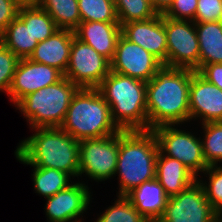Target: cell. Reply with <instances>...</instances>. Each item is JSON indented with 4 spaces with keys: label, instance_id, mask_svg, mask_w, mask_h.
Instances as JSON below:
<instances>
[{
    "label": "cell",
    "instance_id": "obj_23",
    "mask_svg": "<svg viewBox=\"0 0 222 222\" xmlns=\"http://www.w3.org/2000/svg\"><path fill=\"white\" fill-rule=\"evenodd\" d=\"M59 29L75 30L81 22L77 0H37Z\"/></svg>",
    "mask_w": 222,
    "mask_h": 222
},
{
    "label": "cell",
    "instance_id": "obj_15",
    "mask_svg": "<svg viewBox=\"0 0 222 222\" xmlns=\"http://www.w3.org/2000/svg\"><path fill=\"white\" fill-rule=\"evenodd\" d=\"M190 119L202 118V124L222 122V90L197 71L191 76L189 92Z\"/></svg>",
    "mask_w": 222,
    "mask_h": 222
},
{
    "label": "cell",
    "instance_id": "obj_21",
    "mask_svg": "<svg viewBox=\"0 0 222 222\" xmlns=\"http://www.w3.org/2000/svg\"><path fill=\"white\" fill-rule=\"evenodd\" d=\"M199 43V70L207 64L222 63V21L195 22Z\"/></svg>",
    "mask_w": 222,
    "mask_h": 222
},
{
    "label": "cell",
    "instance_id": "obj_12",
    "mask_svg": "<svg viewBox=\"0 0 222 222\" xmlns=\"http://www.w3.org/2000/svg\"><path fill=\"white\" fill-rule=\"evenodd\" d=\"M164 65L151 53L121 35L110 61V71L144 82L150 81Z\"/></svg>",
    "mask_w": 222,
    "mask_h": 222
},
{
    "label": "cell",
    "instance_id": "obj_33",
    "mask_svg": "<svg viewBox=\"0 0 222 222\" xmlns=\"http://www.w3.org/2000/svg\"><path fill=\"white\" fill-rule=\"evenodd\" d=\"M198 0H173L172 5L163 14L174 20L194 21Z\"/></svg>",
    "mask_w": 222,
    "mask_h": 222
},
{
    "label": "cell",
    "instance_id": "obj_30",
    "mask_svg": "<svg viewBox=\"0 0 222 222\" xmlns=\"http://www.w3.org/2000/svg\"><path fill=\"white\" fill-rule=\"evenodd\" d=\"M209 174V185L202 182L206 198L211 206L219 213L222 214V167L217 165L209 166L203 173ZM208 186V187H207Z\"/></svg>",
    "mask_w": 222,
    "mask_h": 222
},
{
    "label": "cell",
    "instance_id": "obj_16",
    "mask_svg": "<svg viewBox=\"0 0 222 222\" xmlns=\"http://www.w3.org/2000/svg\"><path fill=\"white\" fill-rule=\"evenodd\" d=\"M89 188L83 183L70 184L47 198L46 215L50 222H81L76 220L90 203ZM76 218V219H75ZM75 219V221H73ZM72 220V221H71Z\"/></svg>",
    "mask_w": 222,
    "mask_h": 222
},
{
    "label": "cell",
    "instance_id": "obj_22",
    "mask_svg": "<svg viewBox=\"0 0 222 222\" xmlns=\"http://www.w3.org/2000/svg\"><path fill=\"white\" fill-rule=\"evenodd\" d=\"M0 42L20 59L29 58L38 44L30 30V22H23L18 16L0 35Z\"/></svg>",
    "mask_w": 222,
    "mask_h": 222
},
{
    "label": "cell",
    "instance_id": "obj_26",
    "mask_svg": "<svg viewBox=\"0 0 222 222\" xmlns=\"http://www.w3.org/2000/svg\"><path fill=\"white\" fill-rule=\"evenodd\" d=\"M81 22L119 23L111 0H77Z\"/></svg>",
    "mask_w": 222,
    "mask_h": 222
},
{
    "label": "cell",
    "instance_id": "obj_1",
    "mask_svg": "<svg viewBox=\"0 0 222 222\" xmlns=\"http://www.w3.org/2000/svg\"><path fill=\"white\" fill-rule=\"evenodd\" d=\"M193 72L163 66L146 82L148 130L190 120L189 92Z\"/></svg>",
    "mask_w": 222,
    "mask_h": 222
},
{
    "label": "cell",
    "instance_id": "obj_17",
    "mask_svg": "<svg viewBox=\"0 0 222 222\" xmlns=\"http://www.w3.org/2000/svg\"><path fill=\"white\" fill-rule=\"evenodd\" d=\"M75 37L81 42L90 45L99 54L112 60L117 41L122 35L120 23L80 22L74 30Z\"/></svg>",
    "mask_w": 222,
    "mask_h": 222
},
{
    "label": "cell",
    "instance_id": "obj_36",
    "mask_svg": "<svg viewBox=\"0 0 222 222\" xmlns=\"http://www.w3.org/2000/svg\"><path fill=\"white\" fill-rule=\"evenodd\" d=\"M173 0H153L152 6L154 10L158 13L163 15L169 7L172 5Z\"/></svg>",
    "mask_w": 222,
    "mask_h": 222
},
{
    "label": "cell",
    "instance_id": "obj_24",
    "mask_svg": "<svg viewBox=\"0 0 222 222\" xmlns=\"http://www.w3.org/2000/svg\"><path fill=\"white\" fill-rule=\"evenodd\" d=\"M17 16L23 22H30V30L33 38H36L38 43L49 38L59 30L48 12L42 9L37 3L20 6Z\"/></svg>",
    "mask_w": 222,
    "mask_h": 222
},
{
    "label": "cell",
    "instance_id": "obj_37",
    "mask_svg": "<svg viewBox=\"0 0 222 222\" xmlns=\"http://www.w3.org/2000/svg\"><path fill=\"white\" fill-rule=\"evenodd\" d=\"M20 6L32 5L37 2V0H14Z\"/></svg>",
    "mask_w": 222,
    "mask_h": 222
},
{
    "label": "cell",
    "instance_id": "obj_13",
    "mask_svg": "<svg viewBox=\"0 0 222 222\" xmlns=\"http://www.w3.org/2000/svg\"><path fill=\"white\" fill-rule=\"evenodd\" d=\"M63 77L55 67L22 58L16 66L8 95L16 105L26 95L55 84Z\"/></svg>",
    "mask_w": 222,
    "mask_h": 222
},
{
    "label": "cell",
    "instance_id": "obj_7",
    "mask_svg": "<svg viewBox=\"0 0 222 222\" xmlns=\"http://www.w3.org/2000/svg\"><path fill=\"white\" fill-rule=\"evenodd\" d=\"M119 152V132L102 138L84 139L79 142V174L96 181L115 175Z\"/></svg>",
    "mask_w": 222,
    "mask_h": 222
},
{
    "label": "cell",
    "instance_id": "obj_4",
    "mask_svg": "<svg viewBox=\"0 0 222 222\" xmlns=\"http://www.w3.org/2000/svg\"><path fill=\"white\" fill-rule=\"evenodd\" d=\"M97 89L120 130H148L146 82L110 71Z\"/></svg>",
    "mask_w": 222,
    "mask_h": 222
},
{
    "label": "cell",
    "instance_id": "obj_9",
    "mask_svg": "<svg viewBox=\"0 0 222 222\" xmlns=\"http://www.w3.org/2000/svg\"><path fill=\"white\" fill-rule=\"evenodd\" d=\"M174 126L162 125L153 129L159 151L182 162L197 177L198 172L209 167L204 158L202 142L200 138Z\"/></svg>",
    "mask_w": 222,
    "mask_h": 222
},
{
    "label": "cell",
    "instance_id": "obj_14",
    "mask_svg": "<svg viewBox=\"0 0 222 222\" xmlns=\"http://www.w3.org/2000/svg\"><path fill=\"white\" fill-rule=\"evenodd\" d=\"M121 29L126 39L140 45L167 66V35L163 15L158 14L152 19L128 22L123 24Z\"/></svg>",
    "mask_w": 222,
    "mask_h": 222
},
{
    "label": "cell",
    "instance_id": "obj_20",
    "mask_svg": "<svg viewBox=\"0 0 222 222\" xmlns=\"http://www.w3.org/2000/svg\"><path fill=\"white\" fill-rule=\"evenodd\" d=\"M126 196L139 213L150 222H157L162 216L169 198L156 179L142 183Z\"/></svg>",
    "mask_w": 222,
    "mask_h": 222
},
{
    "label": "cell",
    "instance_id": "obj_34",
    "mask_svg": "<svg viewBox=\"0 0 222 222\" xmlns=\"http://www.w3.org/2000/svg\"><path fill=\"white\" fill-rule=\"evenodd\" d=\"M20 5L14 0H0V35L17 17Z\"/></svg>",
    "mask_w": 222,
    "mask_h": 222
},
{
    "label": "cell",
    "instance_id": "obj_25",
    "mask_svg": "<svg viewBox=\"0 0 222 222\" xmlns=\"http://www.w3.org/2000/svg\"><path fill=\"white\" fill-rule=\"evenodd\" d=\"M34 167L33 182L37 193L48 198L70 185V175L54 168Z\"/></svg>",
    "mask_w": 222,
    "mask_h": 222
},
{
    "label": "cell",
    "instance_id": "obj_27",
    "mask_svg": "<svg viewBox=\"0 0 222 222\" xmlns=\"http://www.w3.org/2000/svg\"><path fill=\"white\" fill-rule=\"evenodd\" d=\"M115 9L121 26L131 21L152 19L158 15L149 0H117Z\"/></svg>",
    "mask_w": 222,
    "mask_h": 222
},
{
    "label": "cell",
    "instance_id": "obj_29",
    "mask_svg": "<svg viewBox=\"0 0 222 222\" xmlns=\"http://www.w3.org/2000/svg\"><path fill=\"white\" fill-rule=\"evenodd\" d=\"M205 138L202 142L203 154L209 166L217 165L222 161V122L202 124Z\"/></svg>",
    "mask_w": 222,
    "mask_h": 222
},
{
    "label": "cell",
    "instance_id": "obj_18",
    "mask_svg": "<svg viewBox=\"0 0 222 222\" xmlns=\"http://www.w3.org/2000/svg\"><path fill=\"white\" fill-rule=\"evenodd\" d=\"M73 30L59 29L52 36L37 44L29 59L57 68L65 74L73 37Z\"/></svg>",
    "mask_w": 222,
    "mask_h": 222
},
{
    "label": "cell",
    "instance_id": "obj_6",
    "mask_svg": "<svg viewBox=\"0 0 222 222\" xmlns=\"http://www.w3.org/2000/svg\"><path fill=\"white\" fill-rule=\"evenodd\" d=\"M79 87L65 76L23 97L16 106L34 128L60 127Z\"/></svg>",
    "mask_w": 222,
    "mask_h": 222
},
{
    "label": "cell",
    "instance_id": "obj_5",
    "mask_svg": "<svg viewBox=\"0 0 222 222\" xmlns=\"http://www.w3.org/2000/svg\"><path fill=\"white\" fill-rule=\"evenodd\" d=\"M60 128L78 141L121 131L111 117L110 106L97 88L77 90Z\"/></svg>",
    "mask_w": 222,
    "mask_h": 222
},
{
    "label": "cell",
    "instance_id": "obj_35",
    "mask_svg": "<svg viewBox=\"0 0 222 222\" xmlns=\"http://www.w3.org/2000/svg\"><path fill=\"white\" fill-rule=\"evenodd\" d=\"M198 73L222 90V63L204 65Z\"/></svg>",
    "mask_w": 222,
    "mask_h": 222
},
{
    "label": "cell",
    "instance_id": "obj_38",
    "mask_svg": "<svg viewBox=\"0 0 222 222\" xmlns=\"http://www.w3.org/2000/svg\"><path fill=\"white\" fill-rule=\"evenodd\" d=\"M216 222H222V214H219V216L216 219Z\"/></svg>",
    "mask_w": 222,
    "mask_h": 222
},
{
    "label": "cell",
    "instance_id": "obj_28",
    "mask_svg": "<svg viewBox=\"0 0 222 222\" xmlns=\"http://www.w3.org/2000/svg\"><path fill=\"white\" fill-rule=\"evenodd\" d=\"M96 222H150L133 206L125 195H118V200L97 219Z\"/></svg>",
    "mask_w": 222,
    "mask_h": 222
},
{
    "label": "cell",
    "instance_id": "obj_10",
    "mask_svg": "<svg viewBox=\"0 0 222 222\" xmlns=\"http://www.w3.org/2000/svg\"><path fill=\"white\" fill-rule=\"evenodd\" d=\"M200 181L179 194L169 197L157 222H216L219 213L206 198Z\"/></svg>",
    "mask_w": 222,
    "mask_h": 222
},
{
    "label": "cell",
    "instance_id": "obj_11",
    "mask_svg": "<svg viewBox=\"0 0 222 222\" xmlns=\"http://www.w3.org/2000/svg\"><path fill=\"white\" fill-rule=\"evenodd\" d=\"M109 73L110 61L74 36L64 76L79 88H98Z\"/></svg>",
    "mask_w": 222,
    "mask_h": 222
},
{
    "label": "cell",
    "instance_id": "obj_2",
    "mask_svg": "<svg viewBox=\"0 0 222 222\" xmlns=\"http://www.w3.org/2000/svg\"><path fill=\"white\" fill-rule=\"evenodd\" d=\"M34 130L36 133L23 140L16 149V158L23 164L54 168L78 176L80 141L60 127Z\"/></svg>",
    "mask_w": 222,
    "mask_h": 222
},
{
    "label": "cell",
    "instance_id": "obj_31",
    "mask_svg": "<svg viewBox=\"0 0 222 222\" xmlns=\"http://www.w3.org/2000/svg\"><path fill=\"white\" fill-rule=\"evenodd\" d=\"M19 57L0 42V91L8 93Z\"/></svg>",
    "mask_w": 222,
    "mask_h": 222
},
{
    "label": "cell",
    "instance_id": "obj_19",
    "mask_svg": "<svg viewBox=\"0 0 222 222\" xmlns=\"http://www.w3.org/2000/svg\"><path fill=\"white\" fill-rule=\"evenodd\" d=\"M197 178L182 162L158 152L155 179L168 197L184 191L197 181Z\"/></svg>",
    "mask_w": 222,
    "mask_h": 222
},
{
    "label": "cell",
    "instance_id": "obj_8",
    "mask_svg": "<svg viewBox=\"0 0 222 222\" xmlns=\"http://www.w3.org/2000/svg\"><path fill=\"white\" fill-rule=\"evenodd\" d=\"M164 27L167 35V67L198 72L200 51L195 22L164 17Z\"/></svg>",
    "mask_w": 222,
    "mask_h": 222
},
{
    "label": "cell",
    "instance_id": "obj_32",
    "mask_svg": "<svg viewBox=\"0 0 222 222\" xmlns=\"http://www.w3.org/2000/svg\"><path fill=\"white\" fill-rule=\"evenodd\" d=\"M222 21V0H198L194 22Z\"/></svg>",
    "mask_w": 222,
    "mask_h": 222
},
{
    "label": "cell",
    "instance_id": "obj_3",
    "mask_svg": "<svg viewBox=\"0 0 222 222\" xmlns=\"http://www.w3.org/2000/svg\"><path fill=\"white\" fill-rule=\"evenodd\" d=\"M159 152L153 130L119 132V152L115 174L119 173V195H127L142 183L155 179Z\"/></svg>",
    "mask_w": 222,
    "mask_h": 222
}]
</instances>
